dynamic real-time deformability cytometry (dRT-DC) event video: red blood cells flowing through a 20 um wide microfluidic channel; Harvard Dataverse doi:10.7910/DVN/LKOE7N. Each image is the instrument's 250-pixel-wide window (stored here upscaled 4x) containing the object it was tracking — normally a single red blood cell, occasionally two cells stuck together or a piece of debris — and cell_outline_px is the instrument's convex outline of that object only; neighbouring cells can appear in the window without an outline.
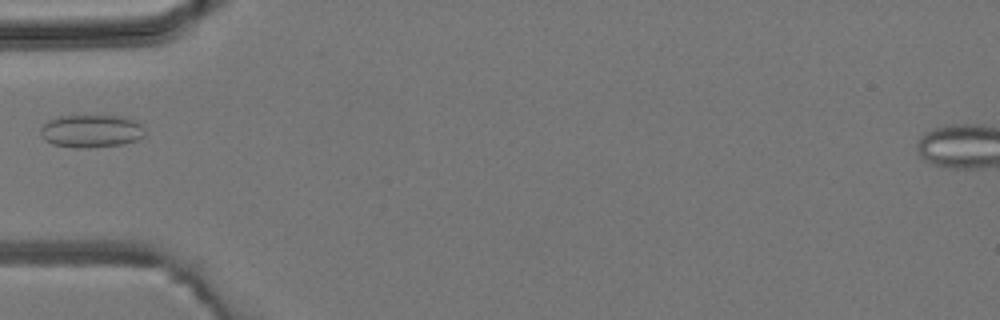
{"species": "common noctule bat (a hibernating species)", "species_latin": "Nyctalus noctula", "temperature_condition": "room temperature", "stored_images_in_passage": 5, "camera_frame_rate_fps": 3000, "um_per_image_px": 0.085, "animal": {"sex": "male", "body_mass_g": 19.2, "forearm_length_mm": 51.8}, "frame": {"image": 1, "passage_image": 5, "time_ms": 5.333, "image_size_px": [1000, 320], "cell_outline_px": [[144, 136], [136, 140], [120, 144], [84, 148], [76, 148], [52, 144], [44, 140], [40, 132], [40, 128], [48, 120], [60, 116], [120, 116], [136, 120], [140, 124]], "centroid_in_image_um": [7.71, 11.14], "position_along_channel_um": 77.3, "area_um2": 19.77}}